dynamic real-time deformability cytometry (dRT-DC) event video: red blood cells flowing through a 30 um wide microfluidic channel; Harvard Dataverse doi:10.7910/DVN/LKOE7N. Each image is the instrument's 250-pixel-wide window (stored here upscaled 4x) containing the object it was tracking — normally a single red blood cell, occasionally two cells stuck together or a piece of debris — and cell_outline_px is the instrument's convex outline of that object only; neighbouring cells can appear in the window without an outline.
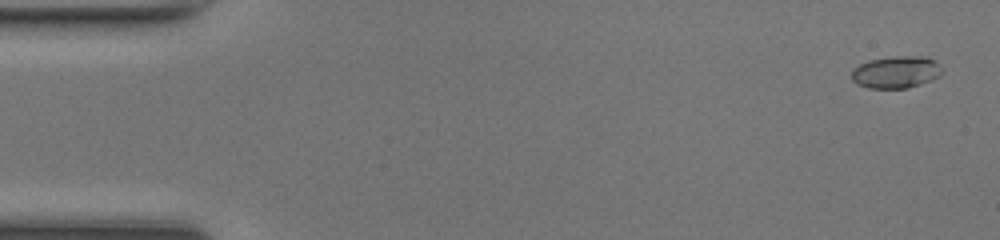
{"species": "common noctule bat (a hibernating species)", "species_latin": "Nyctalus noctula", "temperature_condition": "room temperature", "stored_images_in_passage": 9, "camera_frame_rate_fps": 3000, "um_per_image_px": 0.085, "animal": {"sex": "female", "body_mass_g": 17.0, "forearm_length_mm": 48.0}, "frame": {"image": 1, "passage_image": 2, "time_ms": 0.333, "image_size_px": [1000, 240], "cell_outline_px": [[940, 76], [932, 80], [908, 88], [868, 88], [856, 84], [852, 80], [852, 68], [868, 60], [896, 56], [928, 56], [940, 68]], "centroid_in_image_um": [76.12, 6.13], "position_along_channel_um": 8.9, "area_um2": 16.88}}